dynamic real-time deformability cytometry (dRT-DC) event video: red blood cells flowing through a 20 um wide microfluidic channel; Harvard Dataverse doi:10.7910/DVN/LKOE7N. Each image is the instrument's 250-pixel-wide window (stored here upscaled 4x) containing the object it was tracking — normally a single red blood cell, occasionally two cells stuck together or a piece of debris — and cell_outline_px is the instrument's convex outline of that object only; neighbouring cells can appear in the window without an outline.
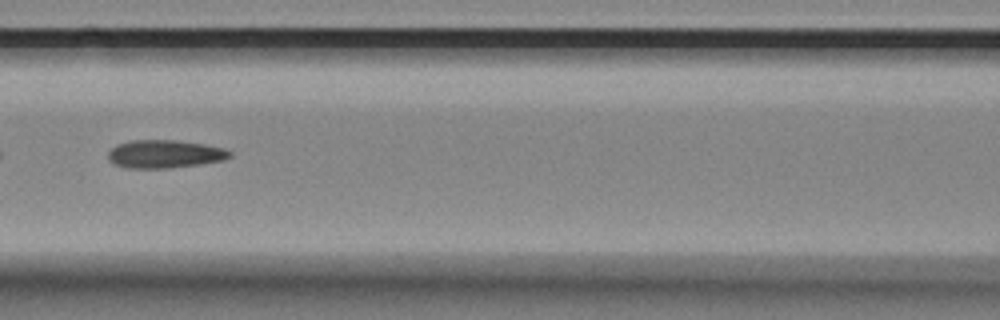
{"species": "Egyptian fruit bat (a non-hibernating species)", "species_latin": "Rousettus aegyptiacus", "temperature_condition": "room temperature", "stored_images_in_passage": 56, "segment_of_instrument_passage": [2, 2], "camera_frame_rate_fps": 3000, "um_per_image_px": 0.085, "animal": {"sex": "female"}, "frame": {"image": 1, "passage_image": 24, "time_ms": 7.667, "image_size_px": [1000, 320], "cell_outline_px": [[232, 156], [224, 160], [200, 164], [168, 168], [124, 168], [112, 164], [108, 160], [108, 152], [112, 148], [120, 144], [132, 140], [172, 140], [204, 144], [224, 148], [232, 152]], "centroid_in_image_um": [13.99, 13.1], "position_along_channel_um": 152.6, "area_um2": 19.94}}
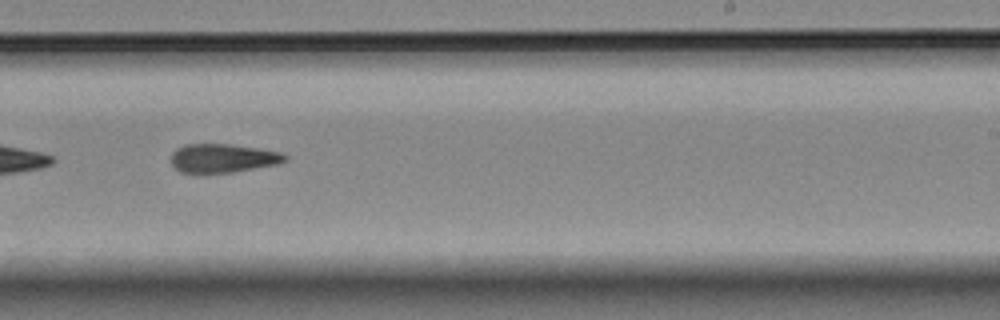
{"frame": {"image": 2, "passage_image": 34, "time_ms": 11.0, "image_size_px": [1000, 320], "cell_outline_px": [[288, 160], [276, 164], [232, 172], [200, 176], [196, 176], [180, 172], [172, 164], [172, 152], [176, 148], [184, 144], [228, 144], [256, 148], [280, 152], [288, 156]], "centroid_in_image_um": [18.87, 13.48], "position_along_channel_um": 270.1, "area_um2": 19.59}}
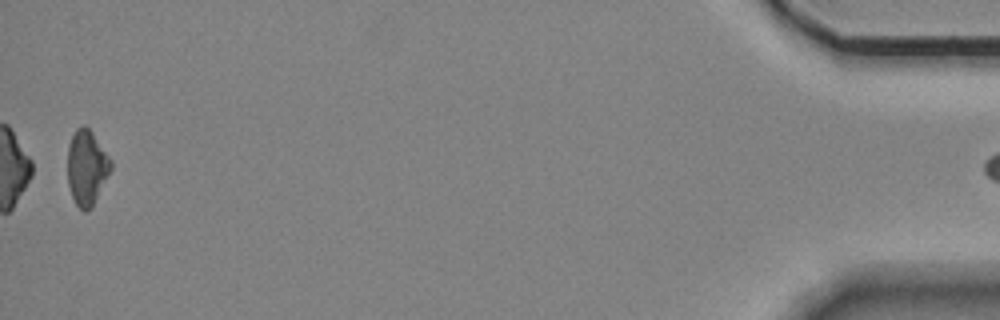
{"frame": {"image": 3, "passage_image": 55, "time_ms": 18.0, "image_size_px": [1000, 320], "cell_outline_px": [[112, 168], [92, 208], [84, 212], [76, 204], [72, 196], [68, 184], [68, 148], [72, 136], [76, 128], [80, 124], [84, 124], [92, 132], [112, 160]], "centroid_in_image_um": [7.38, 14.23], "position_along_channel_um": 427.8, "area_um2": 18.96}}